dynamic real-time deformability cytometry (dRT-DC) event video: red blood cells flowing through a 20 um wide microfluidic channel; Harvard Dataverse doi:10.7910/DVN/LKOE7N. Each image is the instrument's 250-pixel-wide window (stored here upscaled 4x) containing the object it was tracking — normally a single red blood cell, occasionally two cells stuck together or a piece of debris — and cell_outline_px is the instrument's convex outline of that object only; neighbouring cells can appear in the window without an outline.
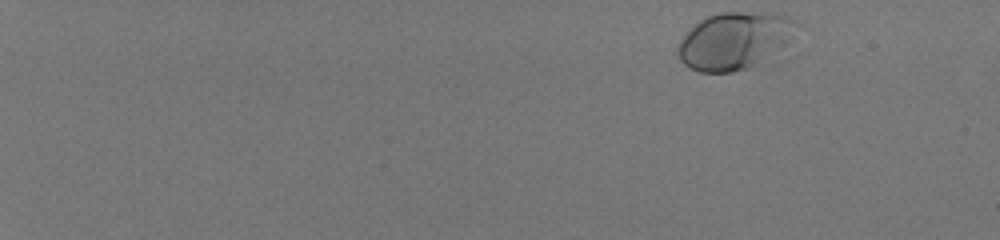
{"species": "human", "species_latin": "Homo sapiens", "temperature_condition": "room temperature", "stored_images_in_passage": 11, "camera_frame_rate_fps": 3000, "um_per_image_px": 0.085, "donor": {"sex": "male"}, "frame": {"image": 1, "passage_image": 2, "time_ms": 0.333, "image_size_px": [1000, 240], "cell_outline_px": [[792, 20], [784, 40], [780, 44], [748, 68], [732, 72], [700, 72], [688, 68], [680, 60], [676, 52], [676, 48], [680, 40], [700, 20], [708, 16], [720, 12], [776, 12]], "centroid_in_image_um": [62.2, 3.45], "position_along_channel_um": 22.8, "area_um2": 37.45}}